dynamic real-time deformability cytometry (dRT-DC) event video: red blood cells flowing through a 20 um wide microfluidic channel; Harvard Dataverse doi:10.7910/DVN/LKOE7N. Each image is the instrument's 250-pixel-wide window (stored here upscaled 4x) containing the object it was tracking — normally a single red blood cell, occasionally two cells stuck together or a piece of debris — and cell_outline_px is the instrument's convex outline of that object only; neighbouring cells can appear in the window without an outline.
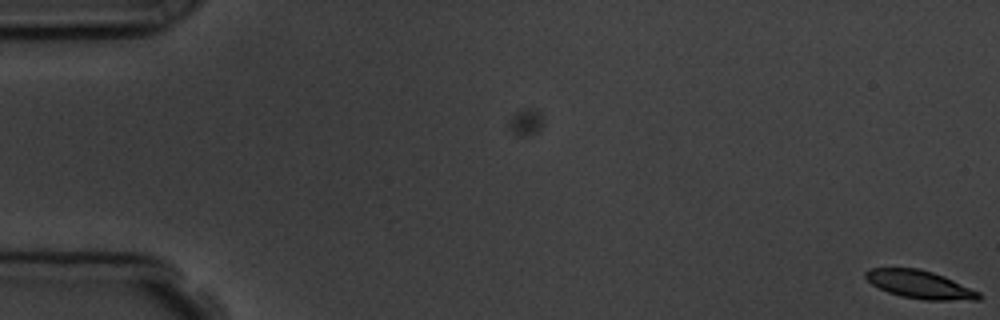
{"species": "common noctule bat (a hibernating species)", "species_latin": "Nyctalus noctula", "temperature_condition": "room temperature", "stored_images_in_passage": 3, "camera_frame_rate_fps": 3000, "um_per_image_px": 0.085, "animal": {"sex": "male", "body_mass_g": 19.5, "forearm_length_mm": 54.6}, "frame": {"image": 1, "passage_image": 3, "time_ms": 3.0, "image_size_px": [1000, 320], "cell_outline_px": [[980, 300], [924, 300], [900, 296], [888, 292], [872, 284], [864, 276], [864, 272], [872, 268], [920, 268], [944, 276], [980, 292]], "centroid_in_image_um": [78.18, 24.18], "position_along_channel_um": 6.8, "area_um2": 18.44}}